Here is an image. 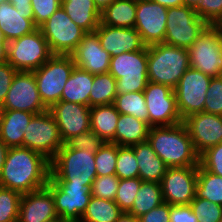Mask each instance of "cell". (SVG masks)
<instances>
[{
    "instance_id": "obj_18",
    "label": "cell",
    "mask_w": 222,
    "mask_h": 222,
    "mask_svg": "<svg viewBox=\"0 0 222 222\" xmlns=\"http://www.w3.org/2000/svg\"><path fill=\"white\" fill-rule=\"evenodd\" d=\"M48 110L57 122L64 144L76 135L91 130L90 107L87 105L60 100Z\"/></svg>"
},
{
    "instance_id": "obj_2",
    "label": "cell",
    "mask_w": 222,
    "mask_h": 222,
    "mask_svg": "<svg viewBox=\"0 0 222 222\" xmlns=\"http://www.w3.org/2000/svg\"><path fill=\"white\" fill-rule=\"evenodd\" d=\"M147 141L168 168L199 165V154L183 122L150 127Z\"/></svg>"
},
{
    "instance_id": "obj_42",
    "label": "cell",
    "mask_w": 222,
    "mask_h": 222,
    "mask_svg": "<svg viewBox=\"0 0 222 222\" xmlns=\"http://www.w3.org/2000/svg\"><path fill=\"white\" fill-rule=\"evenodd\" d=\"M206 95L204 112L222 116V76L212 77Z\"/></svg>"
},
{
    "instance_id": "obj_8",
    "label": "cell",
    "mask_w": 222,
    "mask_h": 222,
    "mask_svg": "<svg viewBox=\"0 0 222 222\" xmlns=\"http://www.w3.org/2000/svg\"><path fill=\"white\" fill-rule=\"evenodd\" d=\"M190 66L211 76H222V32L217 25H207L188 49Z\"/></svg>"
},
{
    "instance_id": "obj_36",
    "label": "cell",
    "mask_w": 222,
    "mask_h": 222,
    "mask_svg": "<svg viewBox=\"0 0 222 222\" xmlns=\"http://www.w3.org/2000/svg\"><path fill=\"white\" fill-rule=\"evenodd\" d=\"M94 158L97 176L116 175L117 144L104 142Z\"/></svg>"
},
{
    "instance_id": "obj_17",
    "label": "cell",
    "mask_w": 222,
    "mask_h": 222,
    "mask_svg": "<svg viewBox=\"0 0 222 222\" xmlns=\"http://www.w3.org/2000/svg\"><path fill=\"white\" fill-rule=\"evenodd\" d=\"M168 8L151 0H137L135 29L149 46L163 43Z\"/></svg>"
},
{
    "instance_id": "obj_52",
    "label": "cell",
    "mask_w": 222,
    "mask_h": 222,
    "mask_svg": "<svg viewBox=\"0 0 222 222\" xmlns=\"http://www.w3.org/2000/svg\"><path fill=\"white\" fill-rule=\"evenodd\" d=\"M167 8L169 7H179L184 5V0H151Z\"/></svg>"
},
{
    "instance_id": "obj_1",
    "label": "cell",
    "mask_w": 222,
    "mask_h": 222,
    "mask_svg": "<svg viewBox=\"0 0 222 222\" xmlns=\"http://www.w3.org/2000/svg\"><path fill=\"white\" fill-rule=\"evenodd\" d=\"M50 160L26 147L8 148L0 174V187L27 194L46 187Z\"/></svg>"
},
{
    "instance_id": "obj_14",
    "label": "cell",
    "mask_w": 222,
    "mask_h": 222,
    "mask_svg": "<svg viewBox=\"0 0 222 222\" xmlns=\"http://www.w3.org/2000/svg\"><path fill=\"white\" fill-rule=\"evenodd\" d=\"M1 110H21L33 114L48 110L41 100L34 72H16Z\"/></svg>"
},
{
    "instance_id": "obj_49",
    "label": "cell",
    "mask_w": 222,
    "mask_h": 222,
    "mask_svg": "<svg viewBox=\"0 0 222 222\" xmlns=\"http://www.w3.org/2000/svg\"><path fill=\"white\" fill-rule=\"evenodd\" d=\"M170 222H198L190 205H170Z\"/></svg>"
},
{
    "instance_id": "obj_43",
    "label": "cell",
    "mask_w": 222,
    "mask_h": 222,
    "mask_svg": "<svg viewBox=\"0 0 222 222\" xmlns=\"http://www.w3.org/2000/svg\"><path fill=\"white\" fill-rule=\"evenodd\" d=\"M199 165L215 175L222 176V143L202 152L199 155Z\"/></svg>"
},
{
    "instance_id": "obj_35",
    "label": "cell",
    "mask_w": 222,
    "mask_h": 222,
    "mask_svg": "<svg viewBox=\"0 0 222 222\" xmlns=\"http://www.w3.org/2000/svg\"><path fill=\"white\" fill-rule=\"evenodd\" d=\"M113 104L120 114L132 115L148 124V110L143 91L117 95Z\"/></svg>"
},
{
    "instance_id": "obj_54",
    "label": "cell",
    "mask_w": 222,
    "mask_h": 222,
    "mask_svg": "<svg viewBox=\"0 0 222 222\" xmlns=\"http://www.w3.org/2000/svg\"><path fill=\"white\" fill-rule=\"evenodd\" d=\"M116 222H139L138 218L134 217L133 215L123 212Z\"/></svg>"
},
{
    "instance_id": "obj_41",
    "label": "cell",
    "mask_w": 222,
    "mask_h": 222,
    "mask_svg": "<svg viewBox=\"0 0 222 222\" xmlns=\"http://www.w3.org/2000/svg\"><path fill=\"white\" fill-rule=\"evenodd\" d=\"M119 178L116 175L97 176L92 183L91 194L97 198L115 200Z\"/></svg>"
},
{
    "instance_id": "obj_34",
    "label": "cell",
    "mask_w": 222,
    "mask_h": 222,
    "mask_svg": "<svg viewBox=\"0 0 222 222\" xmlns=\"http://www.w3.org/2000/svg\"><path fill=\"white\" fill-rule=\"evenodd\" d=\"M195 198H204L222 205V176L215 175L198 165Z\"/></svg>"
},
{
    "instance_id": "obj_9",
    "label": "cell",
    "mask_w": 222,
    "mask_h": 222,
    "mask_svg": "<svg viewBox=\"0 0 222 222\" xmlns=\"http://www.w3.org/2000/svg\"><path fill=\"white\" fill-rule=\"evenodd\" d=\"M208 24L187 5L169 7L164 44L189 49Z\"/></svg>"
},
{
    "instance_id": "obj_59",
    "label": "cell",
    "mask_w": 222,
    "mask_h": 222,
    "mask_svg": "<svg viewBox=\"0 0 222 222\" xmlns=\"http://www.w3.org/2000/svg\"><path fill=\"white\" fill-rule=\"evenodd\" d=\"M7 1H8V0H0V4L3 3V2H7Z\"/></svg>"
},
{
    "instance_id": "obj_29",
    "label": "cell",
    "mask_w": 222,
    "mask_h": 222,
    "mask_svg": "<svg viewBox=\"0 0 222 222\" xmlns=\"http://www.w3.org/2000/svg\"><path fill=\"white\" fill-rule=\"evenodd\" d=\"M92 83L93 75L75 66L64 85L60 100L89 106Z\"/></svg>"
},
{
    "instance_id": "obj_30",
    "label": "cell",
    "mask_w": 222,
    "mask_h": 222,
    "mask_svg": "<svg viewBox=\"0 0 222 222\" xmlns=\"http://www.w3.org/2000/svg\"><path fill=\"white\" fill-rule=\"evenodd\" d=\"M137 0H114L101 12L100 22L103 25L134 28Z\"/></svg>"
},
{
    "instance_id": "obj_40",
    "label": "cell",
    "mask_w": 222,
    "mask_h": 222,
    "mask_svg": "<svg viewBox=\"0 0 222 222\" xmlns=\"http://www.w3.org/2000/svg\"><path fill=\"white\" fill-rule=\"evenodd\" d=\"M198 222H221L222 205L204 198H194L189 204Z\"/></svg>"
},
{
    "instance_id": "obj_45",
    "label": "cell",
    "mask_w": 222,
    "mask_h": 222,
    "mask_svg": "<svg viewBox=\"0 0 222 222\" xmlns=\"http://www.w3.org/2000/svg\"><path fill=\"white\" fill-rule=\"evenodd\" d=\"M34 24L39 28L61 7V0H31Z\"/></svg>"
},
{
    "instance_id": "obj_37",
    "label": "cell",
    "mask_w": 222,
    "mask_h": 222,
    "mask_svg": "<svg viewBox=\"0 0 222 222\" xmlns=\"http://www.w3.org/2000/svg\"><path fill=\"white\" fill-rule=\"evenodd\" d=\"M116 176L119 179L139 177L137 159L130 146L117 145Z\"/></svg>"
},
{
    "instance_id": "obj_12",
    "label": "cell",
    "mask_w": 222,
    "mask_h": 222,
    "mask_svg": "<svg viewBox=\"0 0 222 222\" xmlns=\"http://www.w3.org/2000/svg\"><path fill=\"white\" fill-rule=\"evenodd\" d=\"M212 77L190 67L174 88L177 109L181 119L204 112L206 93Z\"/></svg>"
},
{
    "instance_id": "obj_5",
    "label": "cell",
    "mask_w": 222,
    "mask_h": 222,
    "mask_svg": "<svg viewBox=\"0 0 222 222\" xmlns=\"http://www.w3.org/2000/svg\"><path fill=\"white\" fill-rule=\"evenodd\" d=\"M116 79V93L142 92L148 84L147 47L111 57L108 71Z\"/></svg>"
},
{
    "instance_id": "obj_26",
    "label": "cell",
    "mask_w": 222,
    "mask_h": 222,
    "mask_svg": "<svg viewBox=\"0 0 222 222\" xmlns=\"http://www.w3.org/2000/svg\"><path fill=\"white\" fill-rule=\"evenodd\" d=\"M61 7L86 33L94 32L98 28L101 11L93 0H61Z\"/></svg>"
},
{
    "instance_id": "obj_53",
    "label": "cell",
    "mask_w": 222,
    "mask_h": 222,
    "mask_svg": "<svg viewBox=\"0 0 222 222\" xmlns=\"http://www.w3.org/2000/svg\"><path fill=\"white\" fill-rule=\"evenodd\" d=\"M7 151H8V147L0 139V174H1V171H2L3 164L5 162Z\"/></svg>"
},
{
    "instance_id": "obj_11",
    "label": "cell",
    "mask_w": 222,
    "mask_h": 222,
    "mask_svg": "<svg viewBox=\"0 0 222 222\" xmlns=\"http://www.w3.org/2000/svg\"><path fill=\"white\" fill-rule=\"evenodd\" d=\"M41 30L53 54L70 55L86 32L76 25L62 7L42 24Z\"/></svg>"
},
{
    "instance_id": "obj_24",
    "label": "cell",
    "mask_w": 222,
    "mask_h": 222,
    "mask_svg": "<svg viewBox=\"0 0 222 222\" xmlns=\"http://www.w3.org/2000/svg\"><path fill=\"white\" fill-rule=\"evenodd\" d=\"M35 114L21 110H1L0 139L10 147H23V135Z\"/></svg>"
},
{
    "instance_id": "obj_4",
    "label": "cell",
    "mask_w": 222,
    "mask_h": 222,
    "mask_svg": "<svg viewBox=\"0 0 222 222\" xmlns=\"http://www.w3.org/2000/svg\"><path fill=\"white\" fill-rule=\"evenodd\" d=\"M148 80L176 87L191 67L188 49L157 43L147 46Z\"/></svg>"
},
{
    "instance_id": "obj_57",
    "label": "cell",
    "mask_w": 222,
    "mask_h": 222,
    "mask_svg": "<svg viewBox=\"0 0 222 222\" xmlns=\"http://www.w3.org/2000/svg\"><path fill=\"white\" fill-rule=\"evenodd\" d=\"M47 222H66V221H64L60 217H58V218L52 219V220L47 221Z\"/></svg>"
},
{
    "instance_id": "obj_13",
    "label": "cell",
    "mask_w": 222,
    "mask_h": 222,
    "mask_svg": "<svg viewBox=\"0 0 222 222\" xmlns=\"http://www.w3.org/2000/svg\"><path fill=\"white\" fill-rule=\"evenodd\" d=\"M143 93L150 127L170 126L183 122L177 109L174 89L170 86L149 81Z\"/></svg>"
},
{
    "instance_id": "obj_38",
    "label": "cell",
    "mask_w": 222,
    "mask_h": 222,
    "mask_svg": "<svg viewBox=\"0 0 222 222\" xmlns=\"http://www.w3.org/2000/svg\"><path fill=\"white\" fill-rule=\"evenodd\" d=\"M22 194L0 187V222H17Z\"/></svg>"
},
{
    "instance_id": "obj_46",
    "label": "cell",
    "mask_w": 222,
    "mask_h": 222,
    "mask_svg": "<svg viewBox=\"0 0 222 222\" xmlns=\"http://www.w3.org/2000/svg\"><path fill=\"white\" fill-rule=\"evenodd\" d=\"M103 143L104 141L91 130L78 134L67 142L73 149L88 150L92 153H96Z\"/></svg>"
},
{
    "instance_id": "obj_31",
    "label": "cell",
    "mask_w": 222,
    "mask_h": 222,
    "mask_svg": "<svg viewBox=\"0 0 222 222\" xmlns=\"http://www.w3.org/2000/svg\"><path fill=\"white\" fill-rule=\"evenodd\" d=\"M163 202L161 183L142 181L128 213L138 218Z\"/></svg>"
},
{
    "instance_id": "obj_47",
    "label": "cell",
    "mask_w": 222,
    "mask_h": 222,
    "mask_svg": "<svg viewBox=\"0 0 222 222\" xmlns=\"http://www.w3.org/2000/svg\"><path fill=\"white\" fill-rule=\"evenodd\" d=\"M17 70L8 62L0 64V106H2Z\"/></svg>"
},
{
    "instance_id": "obj_48",
    "label": "cell",
    "mask_w": 222,
    "mask_h": 222,
    "mask_svg": "<svg viewBox=\"0 0 222 222\" xmlns=\"http://www.w3.org/2000/svg\"><path fill=\"white\" fill-rule=\"evenodd\" d=\"M139 222H170V205L163 202L149 212L138 217Z\"/></svg>"
},
{
    "instance_id": "obj_32",
    "label": "cell",
    "mask_w": 222,
    "mask_h": 222,
    "mask_svg": "<svg viewBox=\"0 0 222 222\" xmlns=\"http://www.w3.org/2000/svg\"><path fill=\"white\" fill-rule=\"evenodd\" d=\"M122 213L115 201L92 196L80 222H116Z\"/></svg>"
},
{
    "instance_id": "obj_23",
    "label": "cell",
    "mask_w": 222,
    "mask_h": 222,
    "mask_svg": "<svg viewBox=\"0 0 222 222\" xmlns=\"http://www.w3.org/2000/svg\"><path fill=\"white\" fill-rule=\"evenodd\" d=\"M33 12L17 11L12 3L0 4V30L7 42L36 30Z\"/></svg>"
},
{
    "instance_id": "obj_19",
    "label": "cell",
    "mask_w": 222,
    "mask_h": 222,
    "mask_svg": "<svg viewBox=\"0 0 222 222\" xmlns=\"http://www.w3.org/2000/svg\"><path fill=\"white\" fill-rule=\"evenodd\" d=\"M196 152L222 143V116L205 112L188 115L183 119Z\"/></svg>"
},
{
    "instance_id": "obj_27",
    "label": "cell",
    "mask_w": 222,
    "mask_h": 222,
    "mask_svg": "<svg viewBox=\"0 0 222 222\" xmlns=\"http://www.w3.org/2000/svg\"><path fill=\"white\" fill-rule=\"evenodd\" d=\"M120 113L114 104L90 107L91 131L104 142L114 143L116 126Z\"/></svg>"
},
{
    "instance_id": "obj_50",
    "label": "cell",
    "mask_w": 222,
    "mask_h": 222,
    "mask_svg": "<svg viewBox=\"0 0 222 222\" xmlns=\"http://www.w3.org/2000/svg\"><path fill=\"white\" fill-rule=\"evenodd\" d=\"M12 3L17 11L21 12H33L31 0H8Z\"/></svg>"
},
{
    "instance_id": "obj_55",
    "label": "cell",
    "mask_w": 222,
    "mask_h": 222,
    "mask_svg": "<svg viewBox=\"0 0 222 222\" xmlns=\"http://www.w3.org/2000/svg\"><path fill=\"white\" fill-rule=\"evenodd\" d=\"M98 9L102 12L108 5H110L114 0H93Z\"/></svg>"
},
{
    "instance_id": "obj_44",
    "label": "cell",
    "mask_w": 222,
    "mask_h": 222,
    "mask_svg": "<svg viewBox=\"0 0 222 222\" xmlns=\"http://www.w3.org/2000/svg\"><path fill=\"white\" fill-rule=\"evenodd\" d=\"M194 11L208 25H218L222 20V0H201Z\"/></svg>"
},
{
    "instance_id": "obj_56",
    "label": "cell",
    "mask_w": 222,
    "mask_h": 222,
    "mask_svg": "<svg viewBox=\"0 0 222 222\" xmlns=\"http://www.w3.org/2000/svg\"><path fill=\"white\" fill-rule=\"evenodd\" d=\"M201 0H184V5L195 9Z\"/></svg>"
},
{
    "instance_id": "obj_58",
    "label": "cell",
    "mask_w": 222,
    "mask_h": 222,
    "mask_svg": "<svg viewBox=\"0 0 222 222\" xmlns=\"http://www.w3.org/2000/svg\"><path fill=\"white\" fill-rule=\"evenodd\" d=\"M220 28V31L222 32V20L217 25Z\"/></svg>"
},
{
    "instance_id": "obj_16",
    "label": "cell",
    "mask_w": 222,
    "mask_h": 222,
    "mask_svg": "<svg viewBox=\"0 0 222 222\" xmlns=\"http://www.w3.org/2000/svg\"><path fill=\"white\" fill-rule=\"evenodd\" d=\"M46 187L54 197L58 216L66 222H80L92 197L91 187L84 185H55L50 179Z\"/></svg>"
},
{
    "instance_id": "obj_7",
    "label": "cell",
    "mask_w": 222,
    "mask_h": 222,
    "mask_svg": "<svg viewBox=\"0 0 222 222\" xmlns=\"http://www.w3.org/2000/svg\"><path fill=\"white\" fill-rule=\"evenodd\" d=\"M52 55L49 44L39 28L7 44V62L17 71L33 72Z\"/></svg>"
},
{
    "instance_id": "obj_22",
    "label": "cell",
    "mask_w": 222,
    "mask_h": 222,
    "mask_svg": "<svg viewBox=\"0 0 222 222\" xmlns=\"http://www.w3.org/2000/svg\"><path fill=\"white\" fill-rule=\"evenodd\" d=\"M58 217L54 197L47 187L22 194L17 222H47Z\"/></svg>"
},
{
    "instance_id": "obj_10",
    "label": "cell",
    "mask_w": 222,
    "mask_h": 222,
    "mask_svg": "<svg viewBox=\"0 0 222 222\" xmlns=\"http://www.w3.org/2000/svg\"><path fill=\"white\" fill-rule=\"evenodd\" d=\"M23 135V147L44 155L50 161L64 145L57 122L49 110L35 114Z\"/></svg>"
},
{
    "instance_id": "obj_25",
    "label": "cell",
    "mask_w": 222,
    "mask_h": 222,
    "mask_svg": "<svg viewBox=\"0 0 222 222\" xmlns=\"http://www.w3.org/2000/svg\"><path fill=\"white\" fill-rule=\"evenodd\" d=\"M130 147L134 150L137 159L139 178L142 181L161 183L168 167L148 141Z\"/></svg>"
},
{
    "instance_id": "obj_3",
    "label": "cell",
    "mask_w": 222,
    "mask_h": 222,
    "mask_svg": "<svg viewBox=\"0 0 222 222\" xmlns=\"http://www.w3.org/2000/svg\"><path fill=\"white\" fill-rule=\"evenodd\" d=\"M95 153L64 144L50 161V180L55 185L92 187L97 177Z\"/></svg>"
},
{
    "instance_id": "obj_21",
    "label": "cell",
    "mask_w": 222,
    "mask_h": 222,
    "mask_svg": "<svg viewBox=\"0 0 222 222\" xmlns=\"http://www.w3.org/2000/svg\"><path fill=\"white\" fill-rule=\"evenodd\" d=\"M101 43L111 57L126 52L144 50L147 45L135 28H120L103 25L101 22L94 31Z\"/></svg>"
},
{
    "instance_id": "obj_15",
    "label": "cell",
    "mask_w": 222,
    "mask_h": 222,
    "mask_svg": "<svg viewBox=\"0 0 222 222\" xmlns=\"http://www.w3.org/2000/svg\"><path fill=\"white\" fill-rule=\"evenodd\" d=\"M198 166L167 168L161 181L162 196L169 205H189L195 198Z\"/></svg>"
},
{
    "instance_id": "obj_28",
    "label": "cell",
    "mask_w": 222,
    "mask_h": 222,
    "mask_svg": "<svg viewBox=\"0 0 222 222\" xmlns=\"http://www.w3.org/2000/svg\"><path fill=\"white\" fill-rule=\"evenodd\" d=\"M150 126L129 114H120L114 143L119 146H133L147 141Z\"/></svg>"
},
{
    "instance_id": "obj_20",
    "label": "cell",
    "mask_w": 222,
    "mask_h": 222,
    "mask_svg": "<svg viewBox=\"0 0 222 222\" xmlns=\"http://www.w3.org/2000/svg\"><path fill=\"white\" fill-rule=\"evenodd\" d=\"M70 55L76 67L92 75L109 71L111 55L102 48L95 32L86 33Z\"/></svg>"
},
{
    "instance_id": "obj_51",
    "label": "cell",
    "mask_w": 222,
    "mask_h": 222,
    "mask_svg": "<svg viewBox=\"0 0 222 222\" xmlns=\"http://www.w3.org/2000/svg\"><path fill=\"white\" fill-rule=\"evenodd\" d=\"M7 40L0 30V64L7 62Z\"/></svg>"
},
{
    "instance_id": "obj_39",
    "label": "cell",
    "mask_w": 222,
    "mask_h": 222,
    "mask_svg": "<svg viewBox=\"0 0 222 222\" xmlns=\"http://www.w3.org/2000/svg\"><path fill=\"white\" fill-rule=\"evenodd\" d=\"M142 180L137 178L119 179L115 202L122 212H129L133 206L137 191Z\"/></svg>"
},
{
    "instance_id": "obj_6",
    "label": "cell",
    "mask_w": 222,
    "mask_h": 222,
    "mask_svg": "<svg viewBox=\"0 0 222 222\" xmlns=\"http://www.w3.org/2000/svg\"><path fill=\"white\" fill-rule=\"evenodd\" d=\"M74 67L71 55L53 54L33 71L41 100L48 109L60 101L64 85Z\"/></svg>"
},
{
    "instance_id": "obj_33",
    "label": "cell",
    "mask_w": 222,
    "mask_h": 222,
    "mask_svg": "<svg viewBox=\"0 0 222 222\" xmlns=\"http://www.w3.org/2000/svg\"><path fill=\"white\" fill-rule=\"evenodd\" d=\"M116 96V79L109 72L93 75L89 107L113 104Z\"/></svg>"
}]
</instances>
